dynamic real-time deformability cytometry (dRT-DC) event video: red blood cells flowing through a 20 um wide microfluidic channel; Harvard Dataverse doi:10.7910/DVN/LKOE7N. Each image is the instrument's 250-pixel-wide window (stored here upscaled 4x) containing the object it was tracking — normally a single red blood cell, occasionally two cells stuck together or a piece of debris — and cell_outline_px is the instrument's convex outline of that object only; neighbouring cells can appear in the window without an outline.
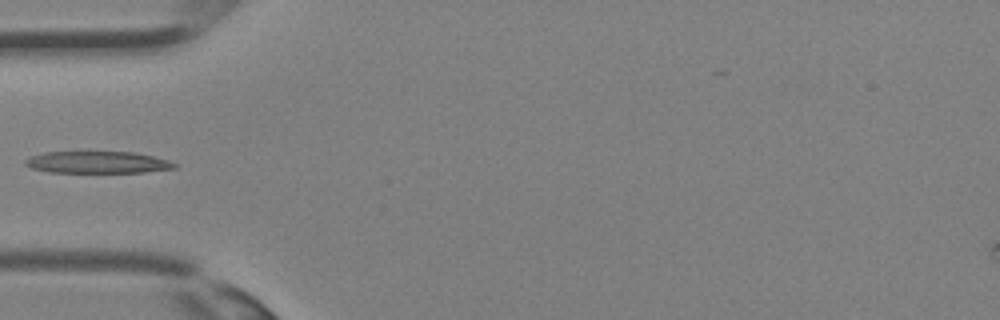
{"species": "Egyptian fruit bat (a non-hibernating species)", "species_latin": "Rousettus aegyptiacus", "temperature_condition": "room temperature", "stored_images_in_passage": 25, "camera_frame_rate_fps": 3000, "um_per_image_px": 0.085, "animal": {"sex": "female"}, "frame": {"image": 1, "passage_image": 1, "time_ms": 0.0, "image_size_px": [1000, 320], "cell_outline_px": [[176, 168], [144, 172], [48, 172], [32, 168], [24, 164], [24, 160], [28, 156], [44, 152], [136, 152], [168, 160], [176, 164]], "centroid_in_image_um": [8.24, 13.79], "position_along_channel_um": 76.8, "area_um2": 19.02}}
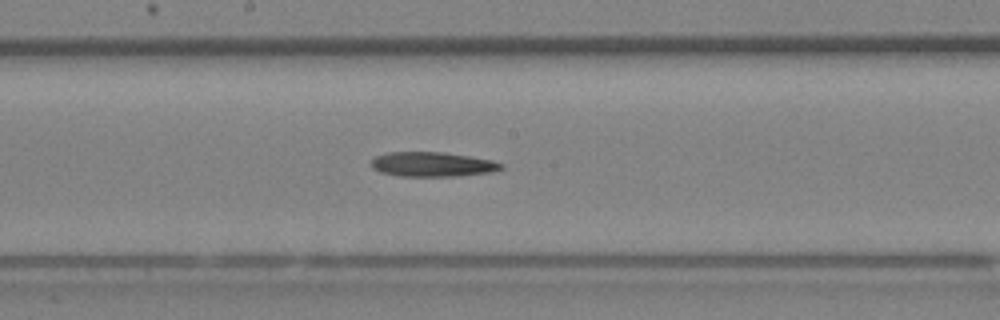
{"frame": {"image": 2, "passage_image": 8, "time_ms": 2.333, "image_size_px": [1000, 320], "cell_outline_px": [[504, 168], [492, 172], [460, 176], [400, 176], [380, 172], [372, 168], [368, 160], [384, 152], [444, 152], [492, 160], [504, 164]], "centroid_in_image_um": [36.72, 13.96], "position_along_channel_um": 211.5, "area_um2": 18.9}}
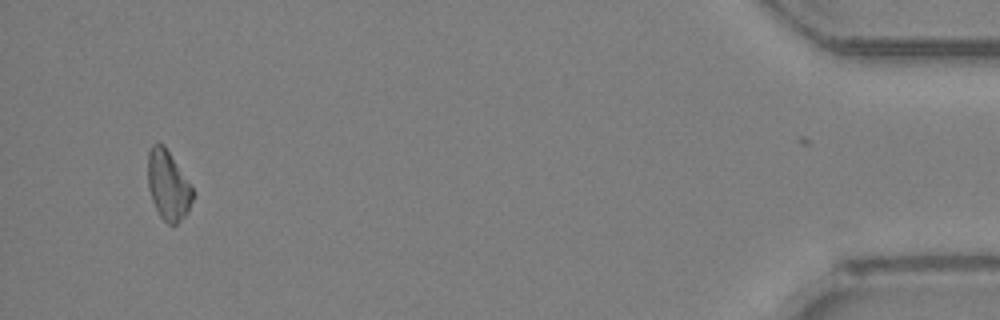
{"frame": {"image": 3, "passage_image": 23, "time_ms": 7.333, "image_size_px": [1000, 320], "cell_outline_px": [[196, 192], [188, 212], [176, 224], [168, 224], [160, 216], [152, 200], [148, 188], [148, 152], [152, 144], [164, 144]], "centroid_in_image_um": [14.31, 15.75], "position_along_channel_um": 420.9, "area_um2": 18.26}}